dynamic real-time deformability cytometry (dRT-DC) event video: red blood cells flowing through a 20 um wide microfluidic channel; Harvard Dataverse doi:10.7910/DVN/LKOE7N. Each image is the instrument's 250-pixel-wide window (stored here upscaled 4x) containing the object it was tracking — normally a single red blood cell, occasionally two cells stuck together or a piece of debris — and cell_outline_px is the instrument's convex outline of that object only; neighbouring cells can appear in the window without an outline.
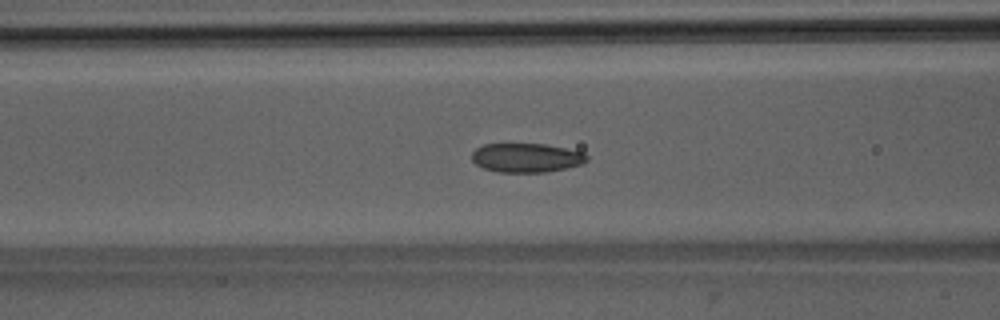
{"species": "Egyptian fruit bat (a non-hibernating species)", "species_latin": "Rousettus aegyptiacus", "temperature_condition": "room temperature", "stored_images_in_passage": 44, "camera_frame_rate_fps": 3000, "um_per_image_px": 0.085, "animal": {"sex": "male"}, "frame": {"image": 1, "passage_image": 14, "time_ms": 4.333, "image_size_px": [1000, 320], "cell_outline_px": [[588, 160], [584, 164], [544, 172], [496, 172], [484, 168], [476, 164], [472, 160], [472, 152], [476, 148], [484, 144], [544, 144], [584, 152], [588, 156]], "centroid_in_image_um": [44.75, 13.41], "position_along_channel_um": 121.9, "area_um2": 19.48}}
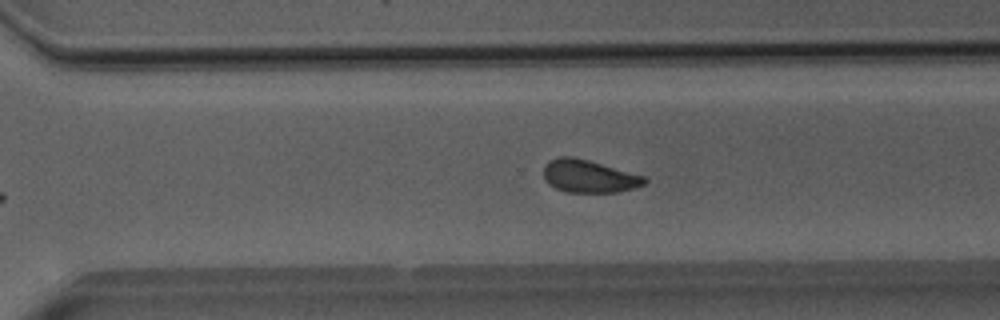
{"frame": {"image": 2, "passage_image": 29, "time_ms": 9.333, "image_size_px": [1000, 320], "cell_outline_px": [[648, 180], [644, 184], [632, 188], [616, 192], [568, 192], [556, 188], [548, 184], [544, 176], [544, 164], [548, 160], [560, 156], [572, 156], [588, 160], [644, 176]], "centroid_in_image_um": [50.02, 14.97], "position_along_channel_um": 320.6, "area_um2": 19.07}}
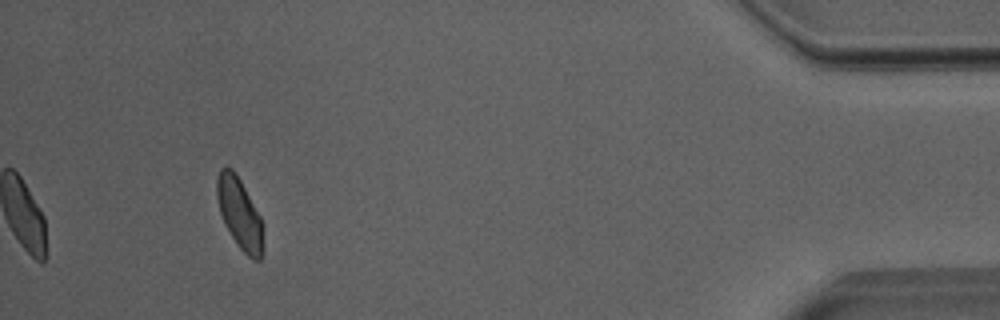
{"frame": {"image": 3, "passage_image": 41, "time_ms": 13.333, "image_size_px": [1000, 320], "cell_outline_px": [[264, 252], [260, 260], [252, 260], [236, 244], [224, 224], [220, 212], [216, 196], [216, 180], [220, 168], [232, 168], [240, 180], [260, 216]], "centroid_in_image_um": [20.35, 18.18], "position_along_channel_um": 414.9, "area_um2": 19.02}, "authors_computed_cell_mechanics": {"area_um2": 19.4786, "velocity_mm_per_s": 3.985, "shape_relaxation_time_tau1_ms": 7.0265, "shape_relaxation_time_tau2_ms": 1.7952, "deformation_change_tau1": 0.1222, "deformation_change_tau2": 0.0667}}